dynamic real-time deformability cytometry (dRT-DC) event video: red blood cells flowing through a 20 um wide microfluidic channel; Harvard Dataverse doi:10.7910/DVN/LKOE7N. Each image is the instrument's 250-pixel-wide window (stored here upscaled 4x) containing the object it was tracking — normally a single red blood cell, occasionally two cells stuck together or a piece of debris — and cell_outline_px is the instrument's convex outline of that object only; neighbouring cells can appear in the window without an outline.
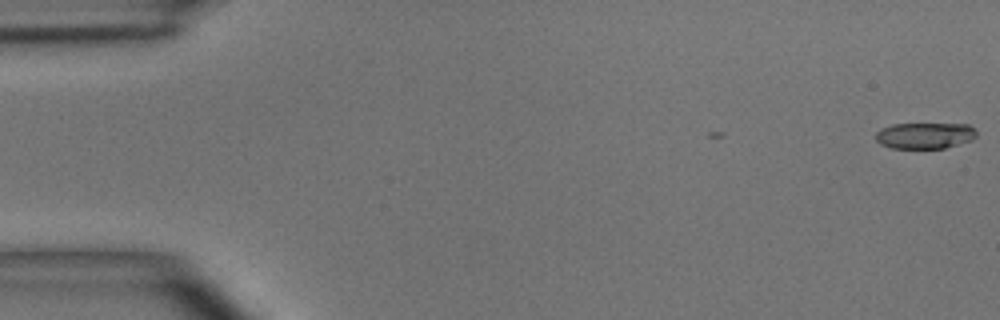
{"species": "common noctule bat (a hibernating species)", "species_latin": "Nyctalus noctula", "temperature_condition": "room temperature", "stored_images_in_passage": 4, "camera_frame_rate_fps": 3000, "um_per_image_px": 0.085, "animal": {"sex": "male", "body_mass_g": 15.6}, "frame": {"image": 1, "passage_image": 1, "time_ms": 0.0, "image_size_px": [1000, 320], "cell_outline_px": [[976, 136], [972, 140], [944, 148], [892, 148], [880, 144], [876, 140], [876, 132], [880, 128], [892, 124], [968, 124], [976, 132]], "centroid_in_image_um": [78.58, 11.52], "position_along_channel_um": 6.4, "area_um2": 15.32}}